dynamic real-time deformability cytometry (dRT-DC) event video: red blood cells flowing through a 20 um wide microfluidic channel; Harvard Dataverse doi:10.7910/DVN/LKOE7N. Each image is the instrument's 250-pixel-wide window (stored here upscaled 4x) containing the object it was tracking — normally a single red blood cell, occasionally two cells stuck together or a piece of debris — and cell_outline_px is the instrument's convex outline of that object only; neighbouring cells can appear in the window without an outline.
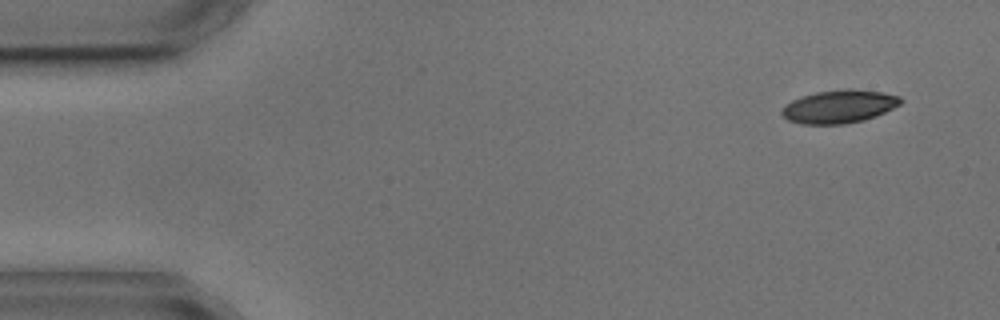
{"species": "common noctule bat (a hibernating species)", "species_latin": "Nyctalus noctula", "temperature_condition": "cold", "stored_images_in_passage": 4, "camera_frame_rate_fps": 3000, "um_per_image_px": 0.085, "animal": {"sex": "male", "body_mass_g": 17.9, "forearm_length_mm": 54.2}, "frame": {"image": 1, "passage_image": 1, "time_ms": 0.0, "image_size_px": [1000, 320], "cell_outline_px": [[904, 100], [900, 104], [876, 116], [864, 120], [844, 124], [800, 124], [788, 120], [780, 112], [784, 104], [800, 96], [816, 92], [848, 88], [880, 92], [900, 96]], "centroid_in_image_um": [71.3, 9.05], "position_along_channel_um": 13.7, "area_um2": 23.0}}
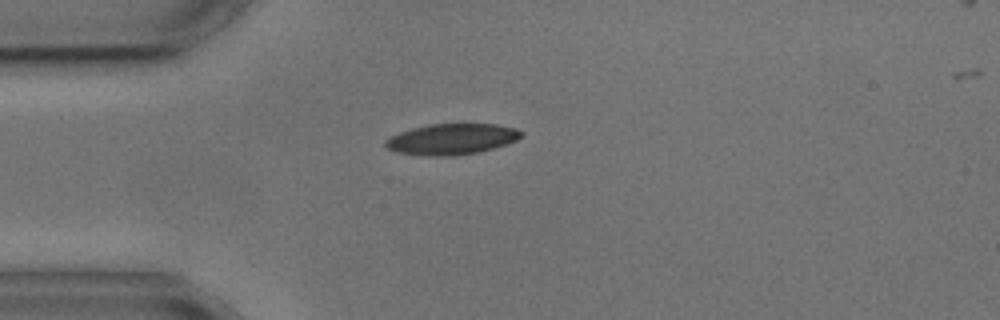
{"frame": {"image": 2, "passage_image": 3, "time_ms": 3.333, "image_size_px": [1000, 320], "cell_outline_px": [[524, 132], [516, 140], [492, 148], [476, 152], [452, 156], [428, 156], [396, 152], [388, 148], [384, 144], [384, 140], [400, 132], [412, 128], [428, 124], [496, 124], [516, 128]], "centroid_in_image_um": [38.36, 11.82], "position_along_channel_um": 46.6, "area_um2": 24.22}}